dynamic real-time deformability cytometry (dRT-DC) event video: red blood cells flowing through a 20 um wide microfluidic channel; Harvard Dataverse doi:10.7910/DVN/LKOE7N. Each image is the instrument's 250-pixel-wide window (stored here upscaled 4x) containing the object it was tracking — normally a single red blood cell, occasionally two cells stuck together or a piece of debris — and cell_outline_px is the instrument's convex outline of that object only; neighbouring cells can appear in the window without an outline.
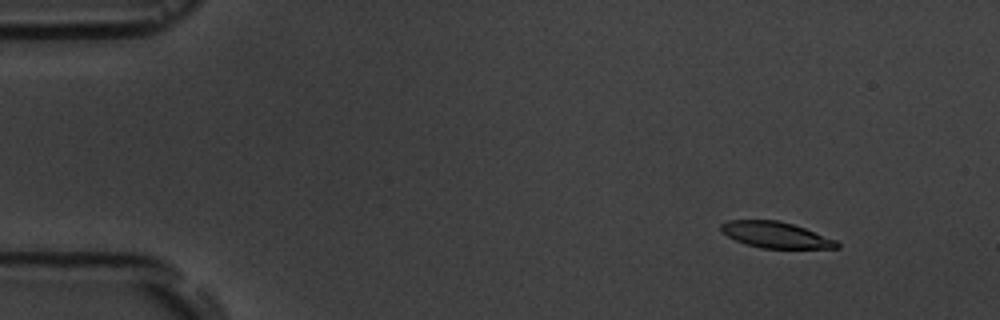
{"species": "common noctule bat (a hibernating species)", "species_latin": "Nyctalus noctula", "temperature_condition": "room temperature", "stored_images_in_passage": 5, "camera_frame_rate_fps": 3000, "um_per_image_px": 0.085, "animal": {"sex": "male", "body_mass_g": 19.5, "forearm_length_mm": 54.6}, "frame": {"image": 1, "passage_image": 2, "time_ms": 1.0, "image_size_px": [1000, 320], "cell_outline_px": [[840, 248], [760, 248], [736, 240], [720, 232], [720, 224], [728, 220], [776, 220], [792, 224], [804, 228], [836, 240], [840, 244]], "centroid_in_image_um": [65.91, 19.96], "position_along_channel_um": 19.1, "area_um2": 17.46}}
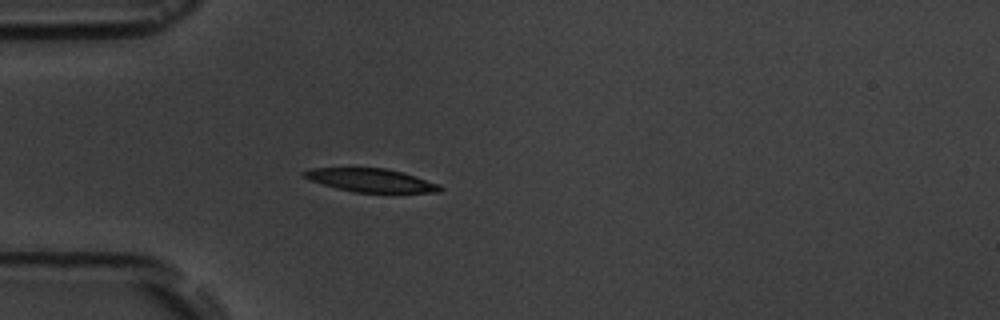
{"frame": {"image": 2, "passage_image": 5, "time_ms": 4.333, "image_size_px": [1000, 320], "cell_outline_px": [[444, 188], [440, 192], [356, 192], [336, 188], [308, 180], [300, 172], [312, 168], [388, 168], [416, 176], [440, 184]], "centroid_in_image_um": [31.53, 15.32], "position_along_channel_um": 53.5, "area_um2": 18.5}}